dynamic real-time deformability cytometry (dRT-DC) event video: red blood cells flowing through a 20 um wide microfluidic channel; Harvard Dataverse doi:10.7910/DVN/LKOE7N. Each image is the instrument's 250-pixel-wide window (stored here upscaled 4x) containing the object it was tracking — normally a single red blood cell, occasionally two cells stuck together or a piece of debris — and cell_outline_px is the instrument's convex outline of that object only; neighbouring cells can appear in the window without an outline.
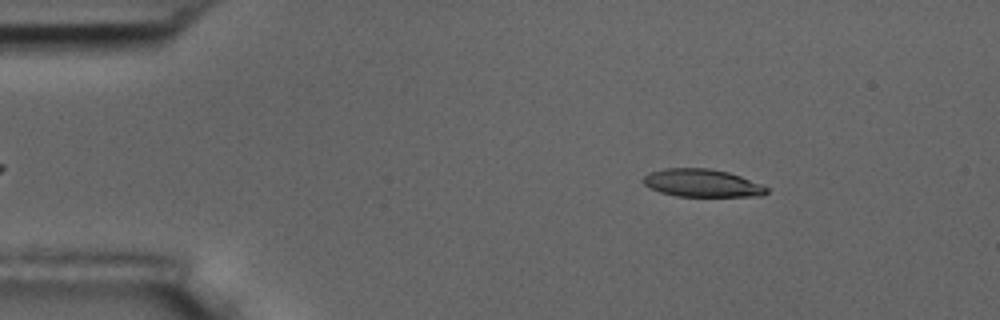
{"species": "common noctule bat (a hibernating species)", "species_latin": "Nyctalus noctula", "temperature_condition": "room temperature", "stored_images_in_passage": 4, "camera_frame_rate_fps": 3000, "um_per_image_px": 0.085, "animal": {"sex": "male", "body_mass_g": 17.5, "forearm_length_mm": 52.3}, "frame": {"image": 1, "passage_image": 1, "time_ms": 0.0, "image_size_px": [1000, 320], "cell_outline_px": [[768, 192], [760, 196], [676, 196], [660, 192], [644, 184], [640, 180], [648, 172], [664, 168], [708, 168], [728, 172], [740, 176], [760, 184], [768, 188]], "centroid_in_image_um": [59.63, 15.55], "position_along_channel_um": 25.4, "area_um2": 19.94}}